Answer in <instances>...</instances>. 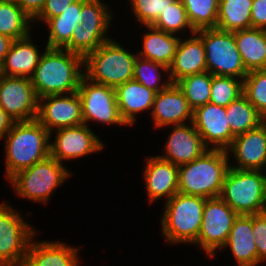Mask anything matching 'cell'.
Returning <instances> with one entry per match:
<instances>
[{
    "label": "cell",
    "mask_w": 266,
    "mask_h": 266,
    "mask_svg": "<svg viewBox=\"0 0 266 266\" xmlns=\"http://www.w3.org/2000/svg\"><path fill=\"white\" fill-rule=\"evenodd\" d=\"M136 57L111 38L84 57V76L92 82L116 88L133 80Z\"/></svg>",
    "instance_id": "277c9868"
},
{
    "label": "cell",
    "mask_w": 266,
    "mask_h": 266,
    "mask_svg": "<svg viewBox=\"0 0 266 266\" xmlns=\"http://www.w3.org/2000/svg\"><path fill=\"white\" fill-rule=\"evenodd\" d=\"M212 74L208 71L189 75L175 84L183 92L190 108H196L209 103L211 96Z\"/></svg>",
    "instance_id": "1f68e13d"
},
{
    "label": "cell",
    "mask_w": 266,
    "mask_h": 266,
    "mask_svg": "<svg viewBox=\"0 0 266 266\" xmlns=\"http://www.w3.org/2000/svg\"><path fill=\"white\" fill-rule=\"evenodd\" d=\"M225 150L209 149L201 157L178 166V192L203 198L219 197L230 167Z\"/></svg>",
    "instance_id": "3957f363"
},
{
    "label": "cell",
    "mask_w": 266,
    "mask_h": 266,
    "mask_svg": "<svg viewBox=\"0 0 266 266\" xmlns=\"http://www.w3.org/2000/svg\"><path fill=\"white\" fill-rule=\"evenodd\" d=\"M0 1H16V0H0Z\"/></svg>",
    "instance_id": "bcb514c9"
},
{
    "label": "cell",
    "mask_w": 266,
    "mask_h": 266,
    "mask_svg": "<svg viewBox=\"0 0 266 266\" xmlns=\"http://www.w3.org/2000/svg\"><path fill=\"white\" fill-rule=\"evenodd\" d=\"M84 58L64 48L45 47L31 82L38 98L77 92L84 76Z\"/></svg>",
    "instance_id": "6da1fadb"
},
{
    "label": "cell",
    "mask_w": 266,
    "mask_h": 266,
    "mask_svg": "<svg viewBox=\"0 0 266 266\" xmlns=\"http://www.w3.org/2000/svg\"><path fill=\"white\" fill-rule=\"evenodd\" d=\"M14 121L7 115L5 110L0 106V139L4 138L5 135L11 129Z\"/></svg>",
    "instance_id": "7bdbcfd3"
},
{
    "label": "cell",
    "mask_w": 266,
    "mask_h": 266,
    "mask_svg": "<svg viewBox=\"0 0 266 266\" xmlns=\"http://www.w3.org/2000/svg\"><path fill=\"white\" fill-rule=\"evenodd\" d=\"M17 211L0 204V266H22L36 229Z\"/></svg>",
    "instance_id": "30bf717a"
},
{
    "label": "cell",
    "mask_w": 266,
    "mask_h": 266,
    "mask_svg": "<svg viewBox=\"0 0 266 266\" xmlns=\"http://www.w3.org/2000/svg\"><path fill=\"white\" fill-rule=\"evenodd\" d=\"M253 235L258 252V264L266 260V212L253 215Z\"/></svg>",
    "instance_id": "f35d334b"
},
{
    "label": "cell",
    "mask_w": 266,
    "mask_h": 266,
    "mask_svg": "<svg viewBox=\"0 0 266 266\" xmlns=\"http://www.w3.org/2000/svg\"><path fill=\"white\" fill-rule=\"evenodd\" d=\"M189 124V126L184 124L173 127V131L167 137V142L164 145L165 154L158 155L160 158L180 166L192 162L209 150L193 123Z\"/></svg>",
    "instance_id": "ac0fdd59"
},
{
    "label": "cell",
    "mask_w": 266,
    "mask_h": 266,
    "mask_svg": "<svg viewBox=\"0 0 266 266\" xmlns=\"http://www.w3.org/2000/svg\"><path fill=\"white\" fill-rule=\"evenodd\" d=\"M252 229L253 215H238L223 247H230L239 266L258 265V252Z\"/></svg>",
    "instance_id": "603a6c76"
},
{
    "label": "cell",
    "mask_w": 266,
    "mask_h": 266,
    "mask_svg": "<svg viewBox=\"0 0 266 266\" xmlns=\"http://www.w3.org/2000/svg\"><path fill=\"white\" fill-rule=\"evenodd\" d=\"M243 94L266 120V69L248 72L243 79Z\"/></svg>",
    "instance_id": "8d00e7d4"
},
{
    "label": "cell",
    "mask_w": 266,
    "mask_h": 266,
    "mask_svg": "<svg viewBox=\"0 0 266 266\" xmlns=\"http://www.w3.org/2000/svg\"><path fill=\"white\" fill-rule=\"evenodd\" d=\"M22 266H78V247L54 241L32 242Z\"/></svg>",
    "instance_id": "7402d4cb"
},
{
    "label": "cell",
    "mask_w": 266,
    "mask_h": 266,
    "mask_svg": "<svg viewBox=\"0 0 266 266\" xmlns=\"http://www.w3.org/2000/svg\"><path fill=\"white\" fill-rule=\"evenodd\" d=\"M14 40L8 36L0 34V66L4 62V59L9 52L10 46Z\"/></svg>",
    "instance_id": "ee69618b"
},
{
    "label": "cell",
    "mask_w": 266,
    "mask_h": 266,
    "mask_svg": "<svg viewBox=\"0 0 266 266\" xmlns=\"http://www.w3.org/2000/svg\"><path fill=\"white\" fill-rule=\"evenodd\" d=\"M77 0H46L41 13L33 20L44 21V23L56 16H59L69 5Z\"/></svg>",
    "instance_id": "ab89813d"
},
{
    "label": "cell",
    "mask_w": 266,
    "mask_h": 266,
    "mask_svg": "<svg viewBox=\"0 0 266 266\" xmlns=\"http://www.w3.org/2000/svg\"><path fill=\"white\" fill-rule=\"evenodd\" d=\"M264 168H265V170H263V171L266 172V162H265V165H264L263 169ZM265 172L263 173V177H264V182H265V187H266V174H265Z\"/></svg>",
    "instance_id": "f6af8a7d"
},
{
    "label": "cell",
    "mask_w": 266,
    "mask_h": 266,
    "mask_svg": "<svg viewBox=\"0 0 266 266\" xmlns=\"http://www.w3.org/2000/svg\"><path fill=\"white\" fill-rule=\"evenodd\" d=\"M38 99L31 78L0 74V106L14 122L36 119Z\"/></svg>",
    "instance_id": "4fadbf2b"
},
{
    "label": "cell",
    "mask_w": 266,
    "mask_h": 266,
    "mask_svg": "<svg viewBox=\"0 0 266 266\" xmlns=\"http://www.w3.org/2000/svg\"><path fill=\"white\" fill-rule=\"evenodd\" d=\"M80 15L82 22L76 26L71 40L63 48L84 58L111 39L105 35L113 16L101 0H82Z\"/></svg>",
    "instance_id": "9c48e42d"
},
{
    "label": "cell",
    "mask_w": 266,
    "mask_h": 266,
    "mask_svg": "<svg viewBox=\"0 0 266 266\" xmlns=\"http://www.w3.org/2000/svg\"><path fill=\"white\" fill-rule=\"evenodd\" d=\"M188 40L179 39L174 60L169 67L168 78L172 84L182 78L206 72V54L202 39L193 34Z\"/></svg>",
    "instance_id": "44dd1931"
},
{
    "label": "cell",
    "mask_w": 266,
    "mask_h": 266,
    "mask_svg": "<svg viewBox=\"0 0 266 266\" xmlns=\"http://www.w3.org/2000/svg\"><path fill=\"white\" fill-rule=\"evenodd\" d=\"M234 77L212 76L211 96L209 102L227 107L243 94V80Z\"/></svg>",
    "instance_id": "e575fe53"
},
{
    "label": "cell",
    "mask_w": 266,
    "mask_h": 266,
    "mask_svg": "<svg viewBox=\"0 0 266 266\" xmlns=\"http://www.w3.org/2000/svg\"><path fill=\"white\" fill-rule=\"evenodd\" d=\"M192 29L216 28L220 0H181Z\"/></svg>",
    "instance_id": "d6a6232c"
},
{
    "label": "cell",
    "mask_w": 266,
    "mask_h": 266,
    "mask_svg": "<svg viewBox=\"0 0 266 266\" xmlns=\"http://www.w3.org/2000/svg\"><path fill=\"white\" fill-rule=\"evenodd\" d=\"M205 48L206 68L216 76L244 79L248 74L237 49L233 32L217 28L202 29L195 32Z\"/></svg>",
    "instance_id": "ba28073f"
},
{
    "label": "cell",
    "mask_w": 266,
    "mask_h": 266,
    "mask_svg": "<svg viewBox=\"0 0 266 266\" xmlns=\"http://www.w3.org/2000/svg\"><path fill=\"white\" fill-rule=\"evenodd\" d=\"M238 214L219 196L207 198L202 215L201 228L195 244L210 255L222 249Z\"/></svg>",
    "instance_id": "8fae6325"
},
{
    "label": "cell",
    "mask_w": 266,
    "mask_h": 266,
    "mask_svg": "<svg viewBox=\"0 0 266 266\" xmlns=\"http://www.w3.org/2000/svg\"><path fill=\"white\" fill-rule=\"evenodd\" d=\"M67 95H49L38 99L36 120L47 129L50 133V138L56 128L84 124L81 99L78 92H72Z\"/></svg>",
    "instance_id": "5bb4252c"
},
{
    "label": "cell",
    "mask_w": 266,
    "mask_h": 266,
    "mask_svg": "<svg viewBox=\"0 0 266 266\" xmlns=\"http://www.w3.org/2000/svg\"><path fill=\"white\" fill-rule=\"evenodd\" d=\"M77 92L81 99L84 124L91 120L108 125H126L119 113L115 88L92 82L83 76Z\"/></svg>",
    "instance_id": "7c38bea8"
},
{
    "label": "cell",
    "mask_w": 266,
    "mask_h": 266,
    "mask_svg": "<svg viewBox=\"0 0 266 266\" xmlns=\"http://www.w3.org/2000/svg\"><path fill=\"white\" fill-rule=\"evenodd\" d=\"M145 27L150 32H146L143 36V50L138 53V56L161 63L169 68L174 60L180 38L153 26Z\"/></svg>",
    "instance_id": "4316f807"
},
{
    "label": "cell",
    "mask_w": 266,
    "mask_h": 266,
    "mask_svg": "<svg viewBox=\"0 0 266 266\" xmlns=\"http://www.w3.org/2000/svg\"><path fill=\"white\" fill-rule=\"evenodd\" d=\"M206 198L177 192L164 204L163 236L169 243H194L201 228Z\"/></svg>",
    "instance_id": "5b68a950"
},
{
    "label": "cell",
    "mask_w": 266,
    "mask_h": 266,
    "mask_svg": "<svg viewBox=\"0 0 266 266\" xmlns=\"http://www.w3.org/2000/svg\"><path fill=\"white\" fill-rule=\"evenodd\" d=\"M253 0H220L216 28L234 32L251 28Z\"/></svg>",
    "instance_id": "f1b7e54d"
},
{
    "label": "cell",
    "mask_w": 266,
    "mask_h": 266,
    "mask_svg": "<svg viewBox=\"0 0 266 266\" xmlns=\"http://www.w3.org/2000/svg\"><path fill=\"white\" fill-rule=\"evenodd\" d=\"M30 34L12 42L4 62L0 66V74L6 76L31 78L39 63L42 53L30 39Z\"/></svg>",
    "instance_id": "cb8c5ba5"
},
{
    "label": "cell",
    "mask_w": 266,
    "mask_h": 266,
    "mask_svg": "<svg viewBox=\"0 0 266 266\" xmlns=\"http://www.w3.org/2000/svg\"><path fill=\"white\" fill-rule=\"evenodd\" d=\"M151 110L154 126L158 128L167 125H184L186 120L192 122L193 119V110L176 84H171L155 95Z\"/></svg>",
    "instance_id": "d6986e66"
},
{
    "label": "cell",
    "mask_w": 266,
    "mask_h": 266,
    "mask_svg": "<svg viewBox=\"0 0 266 266\" xmlns=\"http://www.w3.org/2000/svg\"><path fill=\"white\" fill-rule=\"evenodd\" d=\"M220 197L238 215L266 212V187L263 171L229 167Z\"/></svg>",
    "instance_id": "8992f818"
},
{
    "label": "cell",
    "mask_w": 266,
    "mask_h": 266,
    "mask_svg": "<svg viewBox=\"0 0 266 266\" xmlns=\"http://www.w3.org/2000/svg\"><path fill=\"white\" fill-rule=\"evenodd\" d=\"M151 26L171 34L186 29V27L190 29L192 35L195 33L188 21L186 9L181 0H175L172 4H169Z\"/></svg>",
    "instance_id": "d590c367"
},
{
    "label": "cell",
    "mask_w": 266,
    "mask_h": 266,
    "mask_svg": "<svg viewBox=\"0 0 266 266\" xmlns=\"http://www.w3.org/2000/svg\"><path fill=\"white\" fill-rule=\"evenodd\" d=\"M29 24L33 20L15 1H0V34L13 40L25 38L30 34Z\"/></svg>",
    "instance_id": "4dcf8cb0"
},
{
    "label": "cell",
    "mask_w": 266,
    "mask_h": 266,
    "mask_svg": "<svg viewBox=\"0 0 266 266\" xmlns=\"http://www.w3.org/2000/svg\"><path fill=\"white\" fill-rule=\"evenodd\" d=\"M233 34L246 71L266 69V30L248 28Z\"/></svg>",
    "instance_id": "484cf974"
},
{
    "label": "cell",
    "mask_w": 266,
    "mask_h": 266,
    "mask_svg": "<svg viewBox=\"0 0 266 266\" xmlns=\"http://www.w3.org/2000/svg\"><path fill=\"white\" fill-rule=\"evenodd\" d=\"M251 28L266 30V0H253Z\"/></svg>",
    "instance_id": "60d3db41"
},
{
    "label": "cell",
    "mask_w": 266,
    "mask_h": 266,
    "mask_svg": "<svg viewBox=\"0 0 266 266\" xmlns=\"http://www.w3.org/2000/svg\"><path fill=\"white\" fill-rule=\"evenodd\" d=\"M82 0H77L67 7L59 16L45 22L49 26V38L46 47L63 48L70 40L74 29L82 22Z\"/></svg>",
    "instance_id": "83f0119b"
},
{
    "label": "cell",
    "mask_w": 266,
    "mask_h": 266,
    "mask_svg": "<svg viewBox=\"0 0 266 266\" xmlns=\"http://www.w3.org/2000/svg\"><path fill=\"white\" fill-rule=\"evenodd\" d=\"M159 68L169 73V68L165 65L137 56L134 63L133 80L157 94L159 91L167 89L172 84L169 78L166 82L161 81V72H159Z\"/></svg>",
    "instance_id": "836d02e7"
},
{
    "label": "cell",
    "mask_w": 266,
    "mask_h": 266,
    "mask_svg": "<svg viewBox=\"0 0 266 266\" xmlns=\"http://www.w3.org/2000/svg\"><path fill=\"white\" fill-rule=\"evenodd\" d=\"M233 154L236 166L240 170H261L266 162V121L257 128L234 137L226 150Z\"/></svg>",
    "instance_id": "e0dca14e"
},
{
    "label": "cell",
    "mask_w": 266,
    "mask_h": 266,
    "mask_svg": "<svg viewBox=\"0 0 266 266\" xmlns=\"http://www.w3.org/2000/svg\"><path fill=\"white\" fill-rule=\"evenodd\" d=\"M55 135V141L50 142V156L60 163H63V160L76 159L104 148L102 140L100 141L86 124L59 128Z\"/></svg>",
    "instance_id": "2e32d148"
},
{
    "label": "cell",
    "mask_w": 266,
    "mask_h": 266,
    "mask_svg": "<svg viewBox=\"0 0 266 266\" xmlns=\"http://www.w3.org/2000/svg\"><path fill=\"white\" fill-rule=\"evenodd\" d=\"M175 0H130L133 14L145 26H151Z\"/></svg>",
    "instance_id": "74e56055"
},
{
    "label": "cell",
    "mask_w": 266,
    "mask_h": 266,
    "mask_svg": "<svg viewBox=\"0 0 266 266\" xmlns=\"http://www.w3.org/2000/svg\"><path fill=\"white\" fill-rule=\"evenodd\" d=\"M192 123L208 149L226 151L234 140L226 107L210 102L200 106L193 111Z\"/></svg>",
    "instance_id": "9a60e30c"
},
{
    "label": "cell",
    "mask_w": 266,
    "mask_h": 266,
    "mask_svg": "<svg viewBox=\"0 0 266 266\" xmlns=\"http://www.w3.org/2000/svg\"><path fill=\"white\" fill-rule=\"evenodd\" d=\"M226 114L234 137L255 129L266 121L244 94L226 107Z\"/></svg>",
    "instance_id": "f546056e"
},
{
    "label": "cell",
    "mask_w": 266,
    "mask_h": 266,
    "mask_svg": "<svg viewBox=\"0 0 266 266\" xmlns=\"http://www.w3.org/2000/svg\"><path fill=\"white\" fill-rule=\"evenodd\" d=\"M143 174L149 201L153 202L164 196L167 201L178 192V166L170 161L157 155L151 156L147 159Z\"/></svg>",
    "instance_id": "ffe728a7"
},
{
    "label": "cell",
    "mask_w": 266,
    "mask_h": 266,
    "mask_svg": "<svg viewBox=\"0 0 266 266\" xmlns=\"http://www.w3.org/2000/svg\"><path fill=\"white\" fill-rule=\"evenodd\" d=\"M119 113L126 125L135 123L137 113L153 108L156 93L135 80L115 88Z\"/></svg>",
    "instance_id": "d4e9b609"
},
{
    "label": "cell",
    "mask_w": 266,
    "mask_h": 266,
    "mask_svg": "<svg viewBox=\"0 0 266 266\" xmlns=\"http://www.w3.org/2000/svg\"><path fill=\"white\" fill-rule=\"evenodd\" d=\"M15 2L34 20L41 13L46 0H16Z\"/></svg>",
    "instance_id": "b9f144b4"
},
{
    "label": "cell",
    "mask_w": 266,
    "mask_h": 266,
    "mask_svg": "<svg viewBox=\"0 0 266 266\" xmlns=\"http://www.w3.org/2000/svg\"><path fill=\"white\" fill-rule=\"evenodd\" d=\"M71 175L69 170L53 157L49 156L33 166L13 175L9 181L16 194L34 202H48L54 189L58 188Z\"/></svg>",
    "instance_id": "52a82bcc"
},
{
    "label": "cell",
    "mask_w": 266,
    "mask_h": 266,
    "mask_svg": "<svg viewBox=\"0 0 266 266\" xmlns=\"http://www.w3.org/2000/svg\"><path fill=\"white\" fill-rule=\"evenodd\" d=\"M4 139L8 180L50 156V133L36 119L14 122Z\"/></svg>",
    "instance_id": "7a4b0ae2"
}]
</instances>
